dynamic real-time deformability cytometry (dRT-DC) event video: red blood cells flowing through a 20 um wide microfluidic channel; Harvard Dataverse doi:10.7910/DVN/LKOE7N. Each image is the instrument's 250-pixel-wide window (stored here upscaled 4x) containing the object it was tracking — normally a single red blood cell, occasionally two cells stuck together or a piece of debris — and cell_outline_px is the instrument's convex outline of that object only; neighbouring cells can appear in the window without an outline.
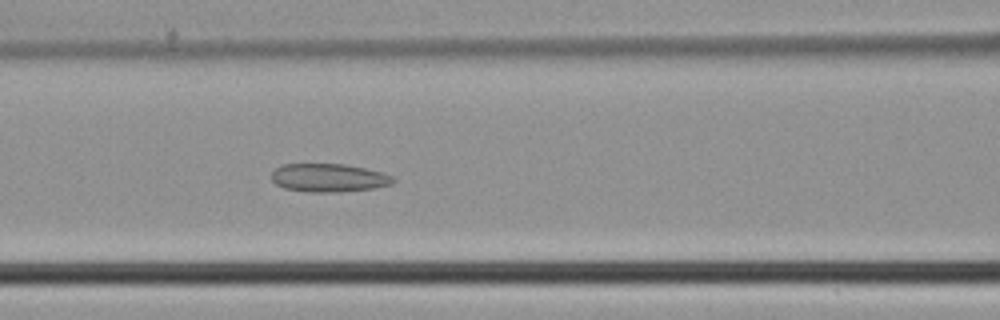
{"species": "common noctule bat (a hibernating species)", "species_latin": "Nyctalus noctula", "temperature_condition": "cold", "stored_images_in_passage": 28, "camera_frame_rate_fps": 3000, "um_per_image_px": 0.085, "animal": {"sex": "male", "body_mass_g": 21.5, "forearm_length_mm": 52.0}, "frame": {"image": 1, "passage_image": 6, "time_ms": 1.667, "image_size_px": [1000, 320], "cell_outline_px": [[396, 180], [392, 184], [372, 188], [336, 192], [312, 192], [284, 188], [276, 184], [272, 180], [272, 172], [280, 164], [344, 164], [364, 168], [380, 172], [392, 176]], "centroid_in_image_um": [27.92, 15.11], "position_along_channel_um": 138.7, "area_um2": 19.88}}
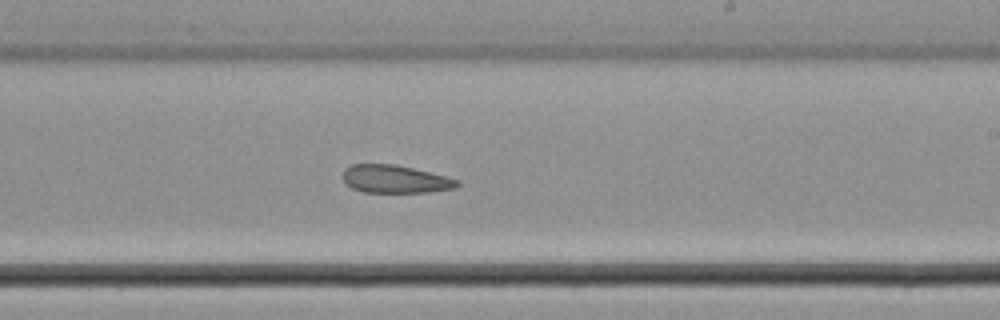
{"frame": {"image": 2, "passage_image": 14, "time_ms": 4.333, "image_size_px": [1000, 320], "cell_outline_px": [[460, 184], [456, 188], [428, 192], [364, 192], [352, 188], [344, 184], [344, 168], [352, 164], [392, 164], [412, 168], [460, 180]], "centroid_in_image_um": [33.57, 15.23], "position_along_channel_um": 255.4, "area_um2": 18.5}}
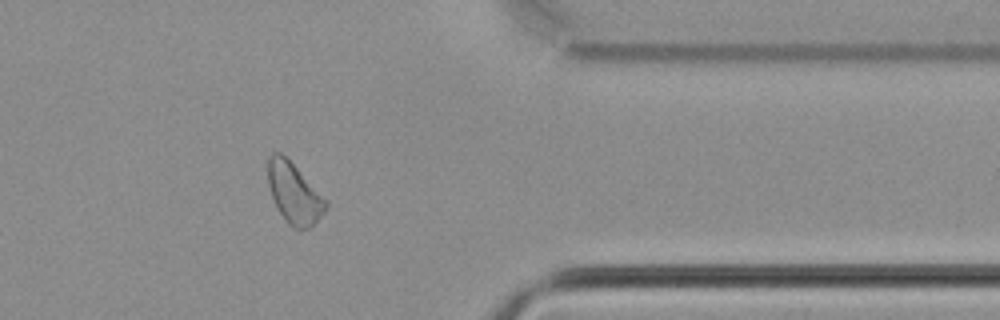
{"frame": {"image": 3, "passage_image": 24, "time_ms": 7.667, "image_size_px": [1000, 320], "cell_outline_px": [[328, 204], [324, 212], [308, 228], [296, 228], [288, 224], [280, 212], [272, 196], [268, 184], [268, 156], [272, 152], [280, 152], [328, 200]], "centroid_in_image_um": [24.99, 16.41], "position_along_channel_um": 386.4, "area_um2": 19.88}}